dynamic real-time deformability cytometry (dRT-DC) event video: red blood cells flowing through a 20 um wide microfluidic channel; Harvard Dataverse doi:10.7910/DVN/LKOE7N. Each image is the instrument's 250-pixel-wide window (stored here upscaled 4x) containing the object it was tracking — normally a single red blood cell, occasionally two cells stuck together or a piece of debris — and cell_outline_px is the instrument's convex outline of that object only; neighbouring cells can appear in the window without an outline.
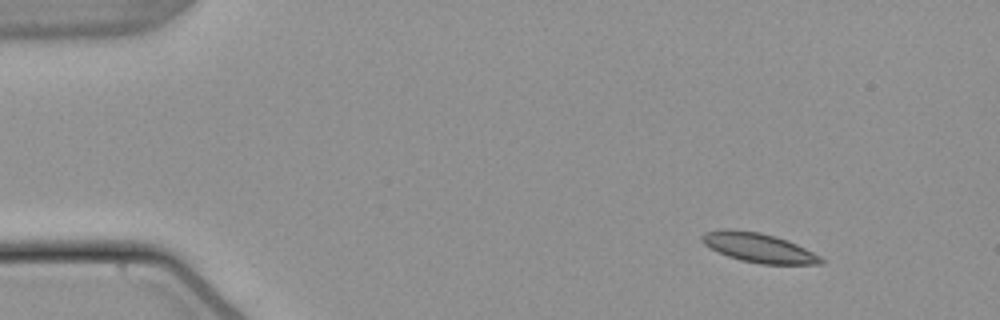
{"species": "common noctule bat (a hibernating species)", "species_latin": "Nyctalus noctula", "temperature_condition": "warm", "stored_images_in_passage": 49, "camera_frame_rate_fps": 3000, "um_per_image_px": 0.085, "animal": {"sex": "male", "body_mass_g": 21.5, "forearm_length_mm": 52.0}, "frame": {"image": 1, "passage_image": 1, "time_ms": 0.0, "image_size_px": [1000, 320], "cell_outline_px": [[824, 264], [760, 264], [740, 260], [728, 256], [704, 244], [700, 240], [700, 236], [704, 232], [724, 228], [728, 228], [760, 232], [788, 240], [820, 256], [824, 260]], "centroid_in_image_um": [64.46, 21.04], "position_along_channel_um": 20.5, "area_um2": 20.35}}
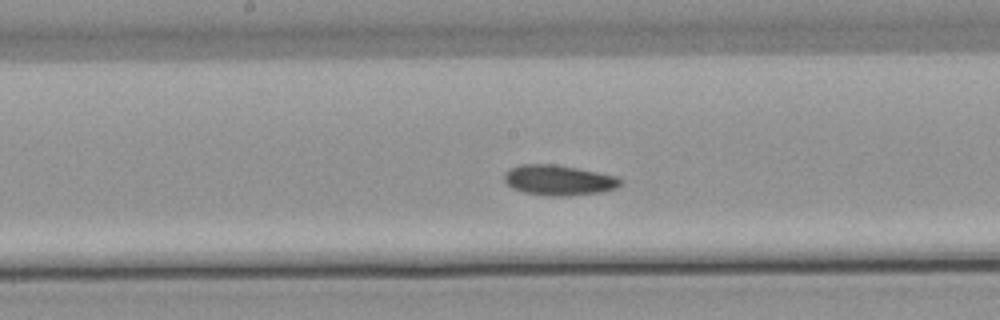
{"frame": {"image": 2, "passage_image": 23, "time_ms": 7.333, "image_size_px": [1000, 320], "cell_outline_px": [[620, 184], [616, 188], [600, 192], [568, 196], [548, 196], [524, 192], [512, 188], [504, 180], [504, 172], [520, 164], [556, 164], [616, 176], [620, 180]], "centroid_in_image_um": [47.45, 15.31], "position_along_channel_um": 200.8, "area_um2": 20.35}}
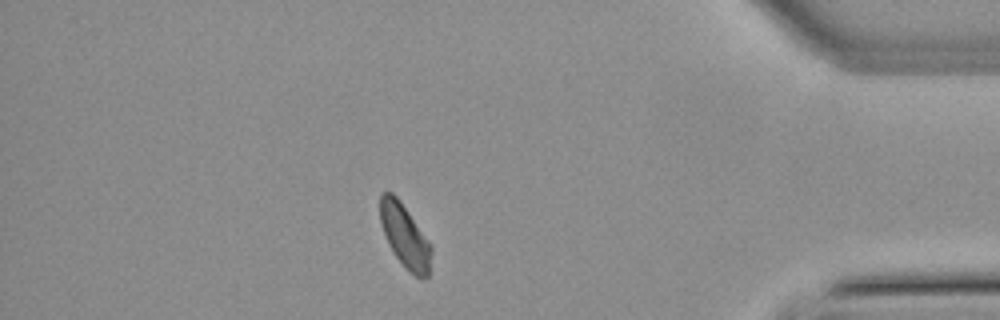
{"frame": {"image": 3, "passage_image": 42, "time_ms": 13.667, "image_size_px": [1000, 320], "cell_outline_px": [[432, 248], [428, 276], [424, 280], [408, 272], [396, 256], [384, 232], [380, 220], [380, 192], [392, 192], [400, 200], [432, 244]], "centroid_in_image_um": [34.44, 20.05], "position_along_channel_um": 400.8, "area_um2": 18.79}}